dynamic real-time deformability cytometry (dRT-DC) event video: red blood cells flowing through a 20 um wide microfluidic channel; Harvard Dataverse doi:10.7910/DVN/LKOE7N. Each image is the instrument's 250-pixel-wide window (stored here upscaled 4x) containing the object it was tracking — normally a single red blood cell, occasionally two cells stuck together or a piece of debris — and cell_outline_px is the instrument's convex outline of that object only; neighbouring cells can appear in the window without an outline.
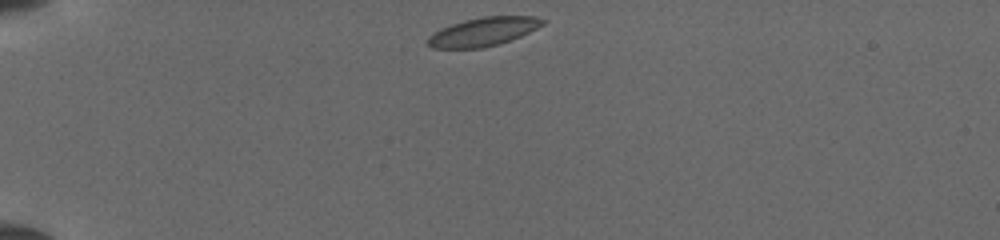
{"species": "common noctule bat (a hibernating species)", "species_latin": "Nyctalus noctula", "temperature_condition": "cold", "stored_images_in_passage": 38, "camera_frame_rate_fps": 3000, "um_per_image_px": 0.085, "animal": {"sex": "female", "body_mass_g": 19.5, "forearm_length_mm": 54.1}, "frame": {"image": 1, "passage_image": 1, "time_ms": 0.0, "image_size_px": [1000, 240], "cell_outline_px": [[548, 20], [544, 24], [520, 36], [484, 48], [432, 48], [428, 44], [428, 36], [440, 28], [464, 20], [484, 16], [536, 16]], "centroid_in_image_um": [41.08, 2.68], "position_along_channel_um": 43.9, "area_um2": 19.02}}
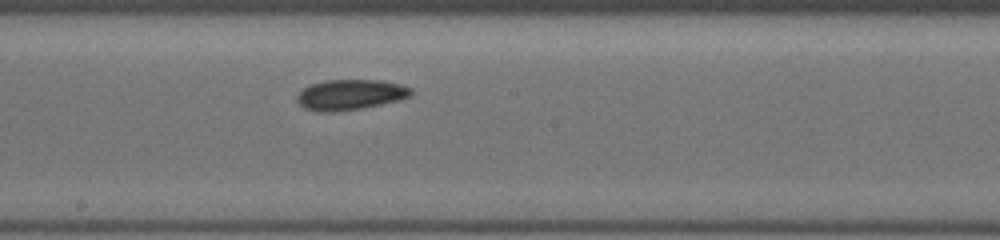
{"frame": {"image": 2, "passage_image": 17, "time_ms": 5.333, "image_size_px": [1000, 240], "cell_outline_px": [[412, 96], [364, 108], [332, 112], [316, 112], [304, 108], [296, 100], [296, 96], [308, 84], [324, 80], [384, 80], [400, 84], [412, 88]], "centroid_in_image_um": [29.75, 8.04], "position_along_channel_um": 218.5, "area_um2": 20.4}}
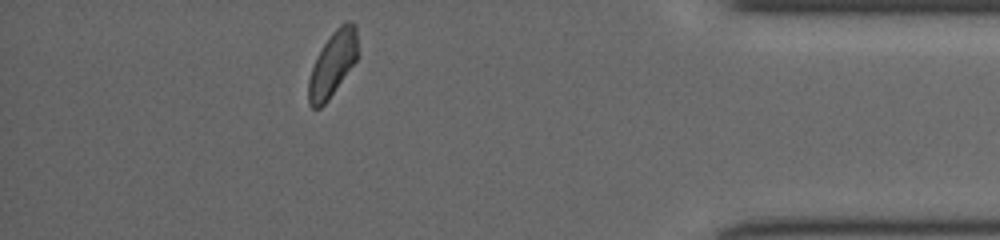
{"frame": {"image": 3, "passage_image": 33, "time_ms": 10.667, "image_size_px": [1000, 240], "cell_outline_px": [[356, 60], [328, 100], [320, 108], [312, 108], [308, 104], [308, 80], [316, 56], [328, 36], [344, 20], [348, 20], [356, 24]], "centroid_in_image_um": [28.24, 5.42], "position_along_channel_um": 407.0, "area_um2": 18.5}}